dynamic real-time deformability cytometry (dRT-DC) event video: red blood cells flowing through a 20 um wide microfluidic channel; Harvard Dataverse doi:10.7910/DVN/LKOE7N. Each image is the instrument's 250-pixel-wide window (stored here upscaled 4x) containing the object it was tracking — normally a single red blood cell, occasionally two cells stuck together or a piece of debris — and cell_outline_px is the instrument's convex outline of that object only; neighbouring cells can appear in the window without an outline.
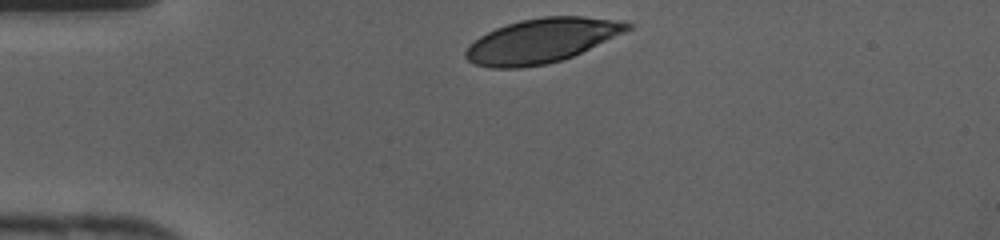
{"species": "human", "species_latin": "Homo sapiens", "temperature_condition": "cold", "stored_images_in_passage": 26, "camera_frame_rate_fps": 3000, "um_per_image_px": 0.085, "donor": {"sex": "female"}, "frame": {"image": 1, "passage_image": 1, "time_ms": 0.0, "image_size_px": [1000, 240], "cell_outline_px": [[636, 24], [632, 28], [624, 32], [572, 56], [560, 60], [544, 64], [520, 68], [488, 68], [476, 64], [468, 60], [464, 56], [464, 52], [468, 44], [480, 36], [496, 28], [520, 20], [544, 16], [584, 16], [620, 20]], "centroid_in_image_um": [46.02, 3.45], "position_along_channel_um": 39.0, "area_um2": 41.67}}
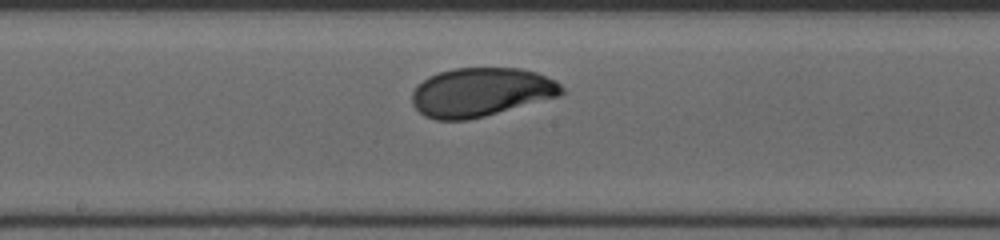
{"frame": {"image": 2, "passage_image": 14, "time_ms": 4.333, "image_size_px": [1000, 240], "cell_outline_px": [[564, 92], [560, 96], [484, 116], [468, 120], [436, 120], [424, 116], [412, 104], [412, 92], [428, 76], [452, 68], [520, 68], [536, 72], [556, 80], [564, 88]], "centroid_in_image_um": [40.89, 7.83], "position_along_channel_um": 207.3, "area_um2": 42.54}}
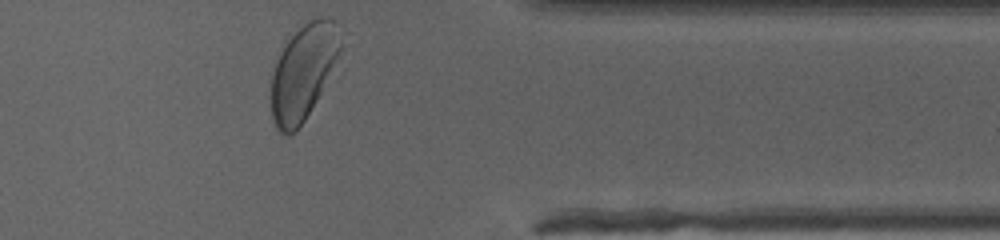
{"frame": {"image": 3, "passage_image": 26, "time_ms": 8.333, "image_size_px": [1000, 240], "cell_outline_px": [[348, 44], [344, 72], [304, 120], [288, 136], [280, 132], [276, 128], [272, 116], [268, 96], [272, 76], [276, 60], [280, 52], [296, 24], [320, 16], [328, 16], [336, 24]], "centroid_in_image_um": [26.0, 6.05], "position_along_channel_um": 385.4, "area_um2": 43.35}}